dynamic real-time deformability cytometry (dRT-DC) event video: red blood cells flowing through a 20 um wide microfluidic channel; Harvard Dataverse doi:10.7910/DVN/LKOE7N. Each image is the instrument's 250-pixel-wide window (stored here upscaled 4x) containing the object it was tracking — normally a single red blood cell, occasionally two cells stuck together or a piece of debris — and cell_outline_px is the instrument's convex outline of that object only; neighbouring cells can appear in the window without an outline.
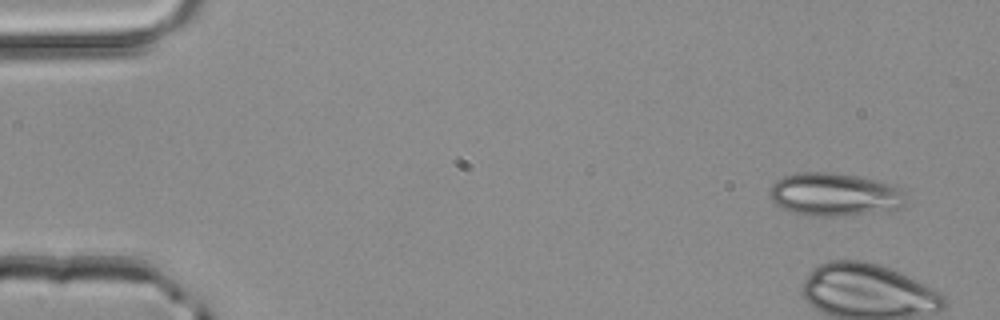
{"species": "common noctule bat (a hibernating species)", "species_latin": "Nyctalus noctula", "temperature_condition": "room temperature", "stored_images_in_passage": 4, "camera_frame_rate_fps": 3000, "um_per_image_px": 0.085, "animal": {"sex": "male", "body_mass_g": 20.4}, "frame": {"image": 1, "passage_image": 1, "time_ms": 0.0, "image_size_px": [1000, 320], "cell_outline_px": [[904, 204], [900, 208], [836, 216], [812, 216], [792, 212], [776, 204], [772, 200], [768, 192], [772, 184], [776, 180], [784, 176], [796, 172], [832, 172], [856, 176], [876, 180], [892, 184], [904, 192]], "centroid_in_image_um": [70.88, 16.51], "position_along_channel_um": 14.1, "area_um2": 33.87}}